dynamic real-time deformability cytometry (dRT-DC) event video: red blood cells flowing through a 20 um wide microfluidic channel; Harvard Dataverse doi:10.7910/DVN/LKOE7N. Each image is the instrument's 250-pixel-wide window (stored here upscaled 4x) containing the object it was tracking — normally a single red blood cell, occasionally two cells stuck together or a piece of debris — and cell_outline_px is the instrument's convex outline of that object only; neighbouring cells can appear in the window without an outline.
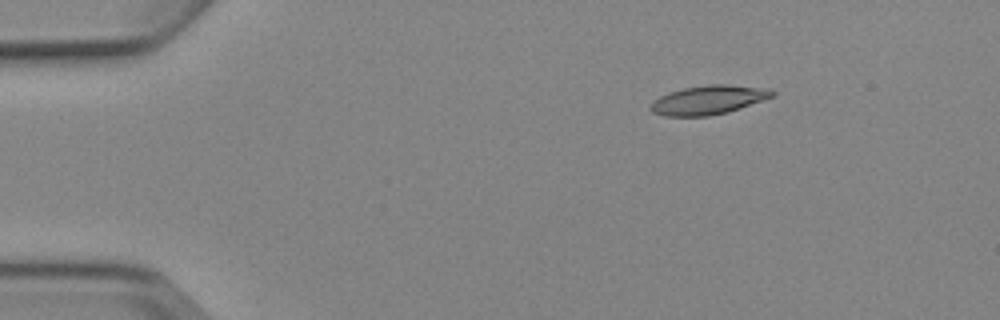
{"species": "Egyptian fruit bat (a non-hibernating species)", "species_latin": "Rousettus aegyptiacus", "temperature_condition": "cold", "stored_images_in_passage": 6, "camera_frame_rate_fps": 3000, "um_per_image_px": 0.085, "animal": {"sex": "female"}, "frame": {"image": 1, "passage_image": 3, "time_ms": 2.333, "image_size_px": [1000, 320], "cell_outline_px": [[776, 96], [728, 112], [708, 116], [664, 116], [652, 112], [648, 108], [652, 100], [668, 92], [684, 88], [708, 84], [728, 84], [772, 88], [776, 92]], "centroid_in_image_um": [60.24, 8.48], "position_along_channel_um": 24.8, "area_um2": 20.98}}
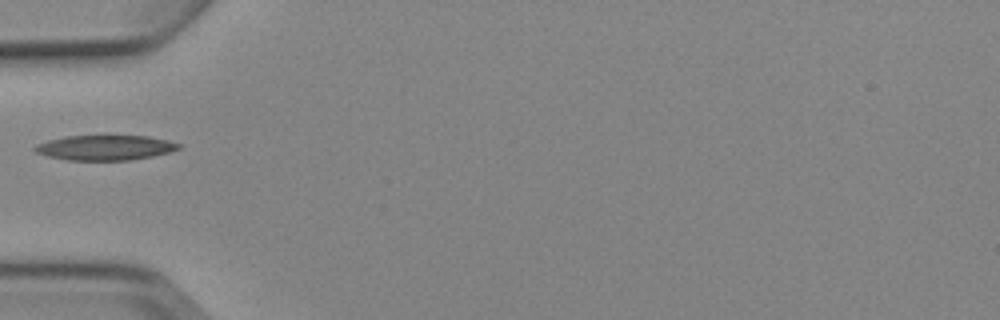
{"frame": {"image": 2, "passage_image": 5, "time_ms": 5.667, "image_size_px": [1000, 320], "cell_outline_px": [[184, 144], [180, 148], [168, 152], [152, 156], [132, 160], [68, 160], [48, 156], [36, 152], [32, 148], [36, 144], [48, 140], [64, 136], [148, 136], [168, 140]], "centroid_in_image_um": [8.95, 12.55], "position_along_channel_um": 76.1, "area_um2": 20.98}}
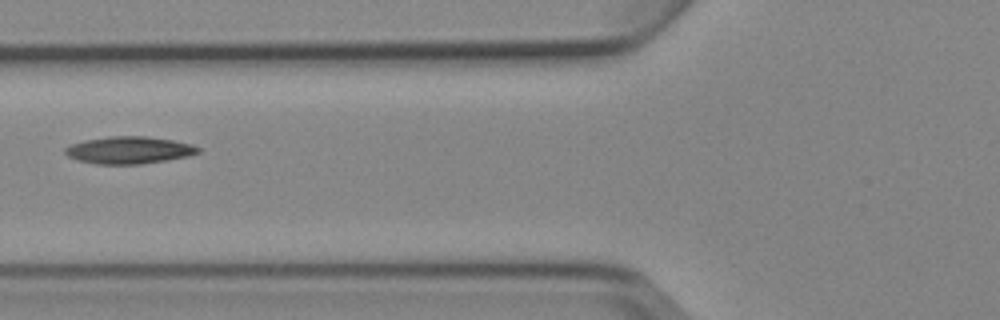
{"frame": {"image": 3, "passage_image": 6, "time_ms": 6.667, "image_size_px": [1000, 320], "cell_outline_px": [[200, 152], [188, 156], [168, 160], [140, 164], [96, 164], [80, 160], [68, 156], [64, 152], [64, 148], [72, 144], [84, 140], [108, 136], [144, 136], [172, 140], [192, 144], [200, 148]], "centroid_in_image_um": [10.98, 12.76], "position_along_channel_um": 114.8, "area_um2": 21.04}}